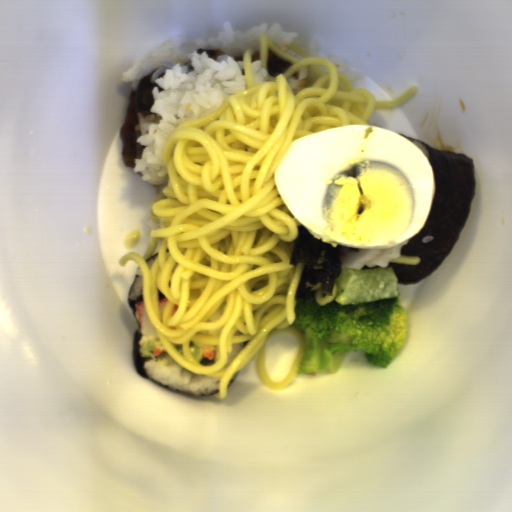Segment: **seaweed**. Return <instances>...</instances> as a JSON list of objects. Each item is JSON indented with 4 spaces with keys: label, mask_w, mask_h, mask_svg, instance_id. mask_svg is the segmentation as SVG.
<instances>
[{
    "label": "seaweed",
    "mask_w": 512,
    "mask_h": 512,
    "mask_svg": "<svg viewBox=\"0 0 512 512\" xmlns=\"http://www.w3.org/2000/svg\"><path fill=\"white\" fill-rule=\"evenodd\" d=\"M218 354H219V346L217 345V351H216L214 357L212 359H208L205 356H203L202 361L199 363H201L205 366H213L215 363L218 362Z\"/></svg>",
    "instance_id": "obj_2"
},
{
    "label": "seaweed",
    "mask_w": 512,
    "mask_h": 512,
    "mask_svg": "<svg viewBox=\"0 0 512 512\" xmlns=\"http://www.w3.org/2000/svg\"><path fill=\"white\" fill-rule=\"evenodd\" d=\"M134 283H135V279H134V281L132 282V284L129 287L128 294H127V303L131 307V312H132V314H133V316L135 318V322H136V333H135V338H134V342H133V346H132L133 363H134L135 371L142 378L147 379V380H149L151 382H154V383H156L158 385H161L163 387H166L168 389H171V390L176 391V392L181 393V394L194 395V396H200L201 397V396L215 395V393H219V390H218V392L211 393V394L188 393V392L180 391V390H177V389H173V388H171V387H169V386H167L165 384H162V383L154 380L153 378H151L150 376L147 375L146 369H145V364H146V362L149 359H148V357L141 356L140 355V351H139V344H140V339H141V336H142V331H141L140 323H139L138 304L141 301H144V298H143V294L137 296L136 298H130L129 297L131 287H132V285Z\"/></svg>",
    "instance_id": "obj_1"
},
{
    "label": "seaweed",
    "mask_w": 512,
    "mask_h": 512,
    "mask_svg": "<svg viewBox=\"0 0 512 512\" xmlns=\"http://www.w3.org/2000/svg\"><path fill=\"white\" fill-rule=\"evenodd\" d=\"M155 256H159V253H155V254H153V255H151V256H149V257H147L146 261H148V260H150V259L154 258ZM146 261H145V262H146Z\"/></svg>",
    "instance_id": "obj_5"
},
{
    "label": "seaweed",
    "mask_w": 512,
    "mask_h": 512,
    "mask_svg": "<svg viewBox=\"0 0 512 512\" xmlns=\"http://www.w3.org/2000/svg\"><path fill=\"white\" fill-rule=\"evenodd\" d=\"M157 294H158V300H160V299H162V298L166 297V296L164 295V293H163L162 291L158 290V289H157Z\"/></svg>",
    "instance_id": "obj_4"
},
{
    "label": "seaweed",
    "mask_w": 512,
    "mask_h": 512,
    "mask_svg": "<svg viewBox=\"0 0 512 512\" xmlns=\"http://www.w3.org/2000/svg\"><path fill=\"white\" fill-rule=\"evenodd\" d=\"M250 341L243 342V348L249 343Z\"/></svg>",
    "instance_id": "obj_6"
},
{
    "label": "seaweed",
    "mask_w": 512,
    "mask_h": 512,
    "mask_svg": "<svg viewBox=\"0 0 512 512\" xmlns=\"http://www.w3.org/2000/svg\"><path fill=\"white\" fill-rule=\"evenodd\" d=\"M239 371H240V369H239V370L235 373V375L232 377V379H231V381H230V383H229V385H228L227 389L231 387V385H232V383L234 382V380L236 379V377H237V375H238Z\"/></svg>",
    "instance_id": "obj_3"
}]
</instances>
